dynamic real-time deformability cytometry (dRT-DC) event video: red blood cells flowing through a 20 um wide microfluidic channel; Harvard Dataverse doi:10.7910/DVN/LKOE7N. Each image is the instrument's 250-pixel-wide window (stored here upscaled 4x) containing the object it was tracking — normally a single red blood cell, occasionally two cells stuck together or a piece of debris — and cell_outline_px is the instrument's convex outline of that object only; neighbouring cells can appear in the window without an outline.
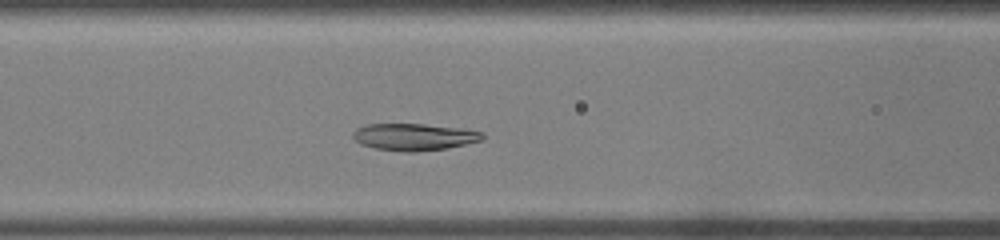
{"species": "common noctule bat (a hibernating species)", "species_latin": "Nyctalus noctula", "temperature_condition": "warm", "stored_images_in_passage": 33, "camera_frame_rate_fps": 3000, "um_per_image_px": 0.085, "animal": {"sex": "male", "body_mass_g": 19.0, "forearm_length_mm": 50.8}, "frame": {"image": 1, "passage_image": 10, "time_ms": 3.0, "image_size_px": [1000, 240], "cell_outline_px": [[484, 140], [448, 148], [416, 152], [404, 152], [376, 148], [360, 144], [352, 136], [352, 132], [356, 128], [364, 124], [424, 124], [464, 128], [484, 132]], "centroid_in_image_um": [35.23, 11.63], "position_along_channel_um": 131.4, "area_um2": 20.63}}
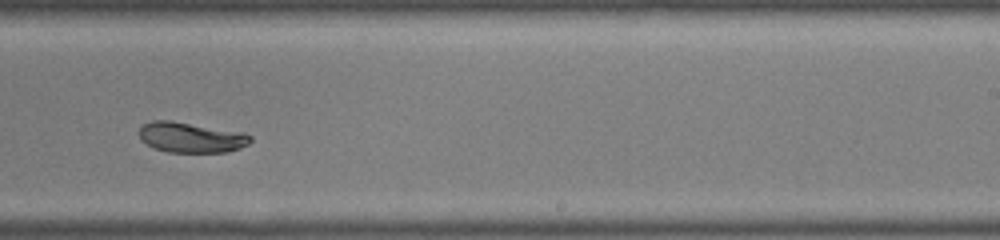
{"frame": {"image": 2, "passage_image": 18, "time_ms": 5.667, "image_size_px": [1000, 240], "cell_outline_px": [[252, 140], [248, 144], [240, 148], [228, 152], [168, 152], [156, 148], [140, 140], [140, 128], [144, 124], [152, 120], [168, 120], [244, 132], [252, 136]], "centroid_in_image_um": [16.27, 11.68], "position_along_channel_um": 272.7, "area_um2": 19.59}}
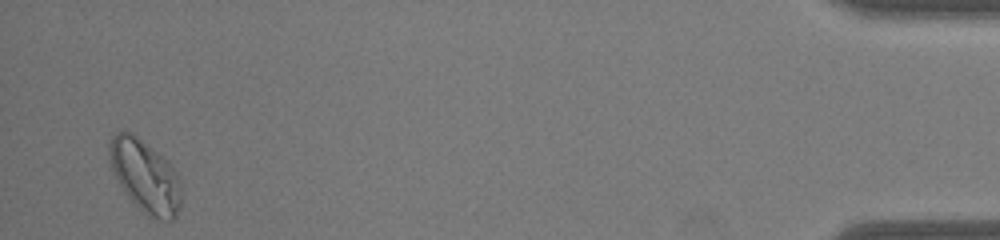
{"frame": {"image": 3, "passage_image": 31, "time_ms": 10.0, "image_size_px": [1000, 240], "cell_outline_px": [[180, 208], [176, 216], [172, 220], [156, 220], [148, 216], [128, 196], [120, 184], [112, 168], [108, 156], [108, 144], [112, 136], [116, 132], [132, 132], [168, 160], [180, 184]], "centroid_in_image_um": [12.33, 14.96], "position_along_channel_um": 422.9, "area_um2": 30.0}}